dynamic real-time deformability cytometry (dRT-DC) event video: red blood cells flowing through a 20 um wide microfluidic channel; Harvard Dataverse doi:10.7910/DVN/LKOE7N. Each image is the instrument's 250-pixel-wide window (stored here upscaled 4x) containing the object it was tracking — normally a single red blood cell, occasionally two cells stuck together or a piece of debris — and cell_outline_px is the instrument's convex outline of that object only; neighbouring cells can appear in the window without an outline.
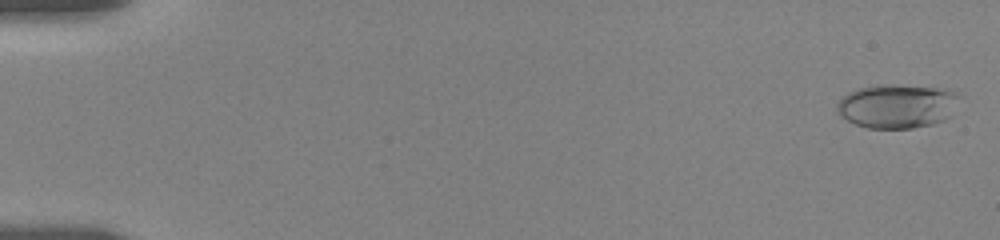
{"species": "human", "species_latin": "Homo sapiens", "temperature_condition": "room temperature", "stored_images_in_passage": 38, "camera_frame_rate_fps": 3000, "um_per_image_px": 0.085, "donor": {"sex": "female"}, "frame": {"image": 1, "passage_image": 2, "time_ms": 0.333, "image_size_px": [1000, 240], "cell_outline_px": [[956, 96], [952, 116], [944, 120], [932, 124], [912, 128], [868, 128], [856, 124], [840, 116], [836, 112], [836, 104], [848, 92], [856, 88], [876, 84], [892, 84], [948, 88], [956, 92]], "centroid_in_image_um": [76.22, 9.0], "position_along_channel_um": 8.8, "area_um2": 31.62}}
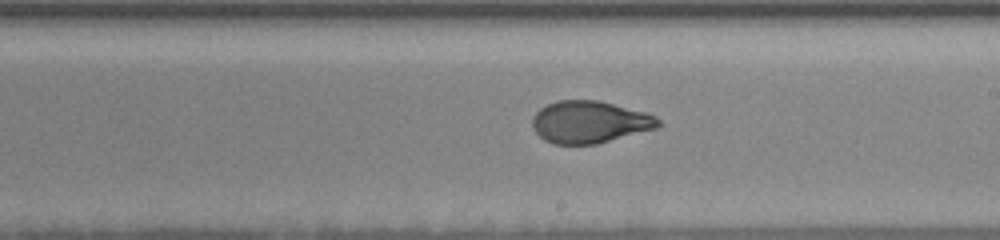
{"frame": {"image": 2, "passage_image": 22, "time_ms": 11.0, "image_size_px": [1000, 240], "cell_outline_px": [[664, 124], [656, 128], [596, 144], [552, 144], [544, 140], [532, 128], [532, 116], [540, 108], [548, 104], [560, 100], [600, 100], [648, 112], [656, 116]], "centroid_in_image_um": [50.14, 10.36], "position_along_channel_um": 238.9, "area_um2": 31.21}}
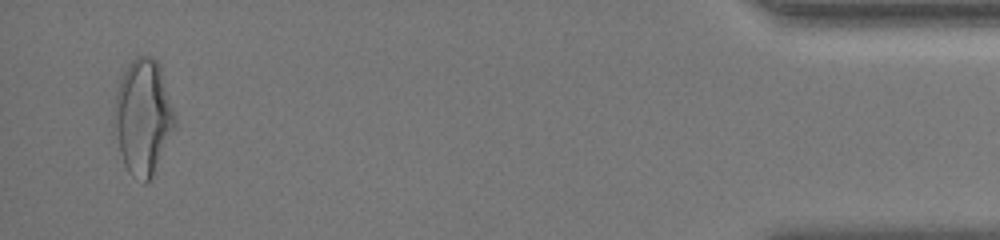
{"frame": {"image": 3, "passage_image": 37, "time_ms": 18.0, "image_size_px": [1000, 240], "cell_outline_px": [[176, 124], [152, 176], [144, 184], [132, 176], [128, 172], [124, 164], [120, 152], [112, 124], [112, 120], [116, 92], [120, 80], [128, 64], [136, 56], [152, 56], [160, 64], [176, 116]], "centroid_in_image_um": [12.14, 9.93], "position_along_channel_um": 423.1, "area_um2": 40.92}, "authors_computed_cell_mechanics": {"area_um2": 31.2409, "velocity_mm_per_s": 3.6326, "shape_relaxation_time_tau1_ms": 5.0394, "shape_relaxation_time_tau2_ms": 1.0709, "deformation_change_tau1": 0.1807, "deformation_change_tau2": 0.0654}}